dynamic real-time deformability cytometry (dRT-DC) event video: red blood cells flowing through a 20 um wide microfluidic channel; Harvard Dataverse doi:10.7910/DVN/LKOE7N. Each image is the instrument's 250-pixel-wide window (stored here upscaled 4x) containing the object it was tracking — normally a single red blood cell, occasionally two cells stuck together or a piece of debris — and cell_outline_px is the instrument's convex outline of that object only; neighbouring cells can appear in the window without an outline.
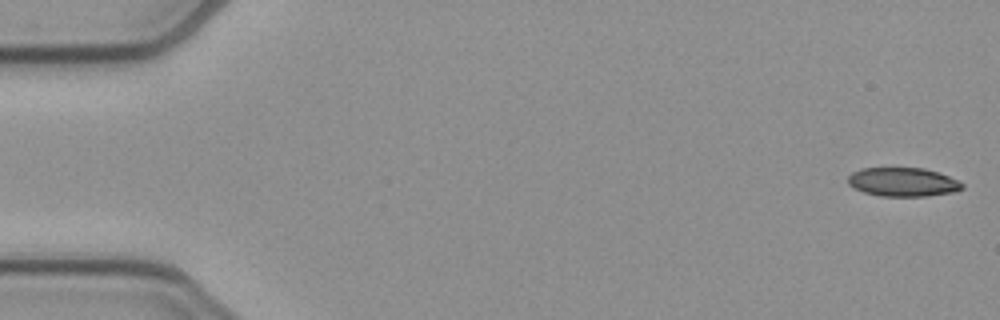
{"species": "common noctule bat (a hibernating species)", "species_latin": "Nyctalus noctula", "temperature_condition": "cold", "stored_images_in_passage": 14, "camera_frame_rate_fps": 3000, "um_per_image_px": 0.085, "animal": {"sex": "female", "body_mass_g": 21.9}, "frame": {"image": 1, "passage_image": 1, "time_ms": 0.0, "image_size_px": [1000, 320], "cell_outline_px": [[964, 188], [956, 192], [924, 196], [880, 196], [864, 192], [848, 184], [848, 176], [852, 172], [860, 168], [924, 168], [960, 180], [964, 184]], "centroid_in_image_um": [76.77, 15.47], "position_along_channel_um": 8.2, "area_um2": 19.25}}